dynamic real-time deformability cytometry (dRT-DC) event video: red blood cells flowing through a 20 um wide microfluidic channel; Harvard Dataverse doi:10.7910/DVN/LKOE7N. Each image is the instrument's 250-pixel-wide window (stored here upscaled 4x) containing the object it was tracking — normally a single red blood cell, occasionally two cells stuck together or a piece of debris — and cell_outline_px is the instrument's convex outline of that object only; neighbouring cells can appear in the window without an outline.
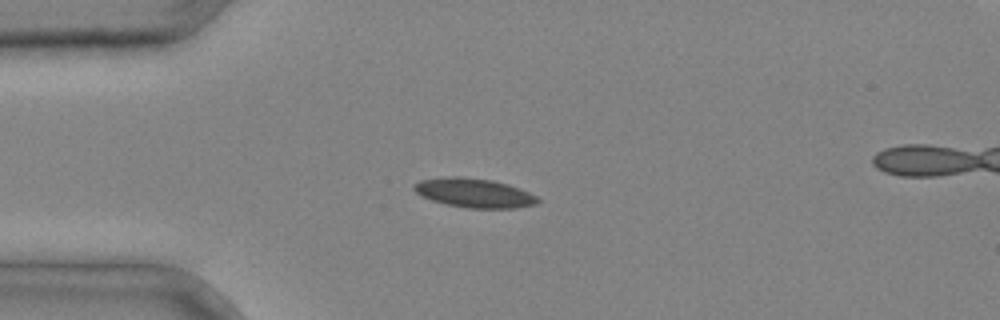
{"species": "common noctule bat (a hibernating species)", "species_latin": "Nyctalus noctula", "temperature_condition": "cold", "stored_images_in_passage": 3, "camera_frame_rate_fps": 3000, "um_per_image_px": 0.085, "animal": {"sex": "male", "body_mass_g": 20.4}, "frame": {"image": 1, "passage_image": 2, "time_ms": 0.333, "image_size_px": [1000, 320], "cell_outline_px": [[540, 200], [536, 204], [516, 208], [468, 208], [448, 204], [432, 200], [420, 196], [412, 188], [412, 184], [420, 180], [452, 176], [456, 176], [492, 180], [508, 184], [520, 188], [536, 196]], "centroid_in_image_um": [40.29, 16.4], "position_along_channel_um": 44.7, "area_um2": 20.98}}
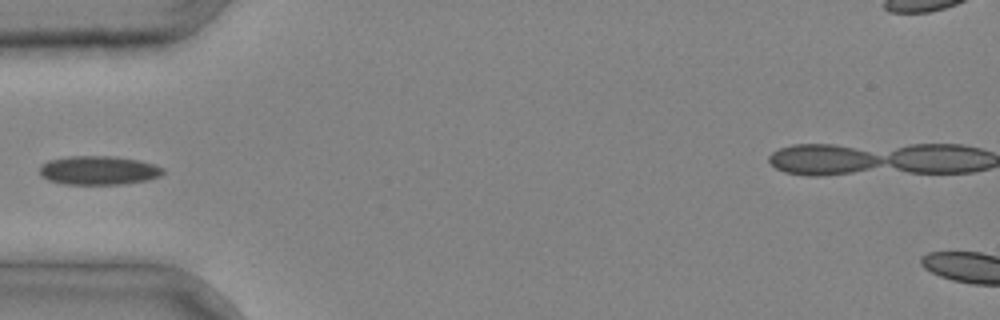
{"frame": {"image": 2, "passage_image": 3, "time_ms": 0.667, "image_size_px": [1000, 320], "cell_outline_px": [[164, 172], [160, 176], [148, 180], [120, 184], [64, 184], [48, 180], [40, 176], [40, 164], [48, 160], [68, 156], [112, 156], [140, 160], [156, 164], [164, 168]], "centroid_in_image_um": [8.38, 14.47], "position_along_channel_um": 76.6, "area_um2": 20.98}}